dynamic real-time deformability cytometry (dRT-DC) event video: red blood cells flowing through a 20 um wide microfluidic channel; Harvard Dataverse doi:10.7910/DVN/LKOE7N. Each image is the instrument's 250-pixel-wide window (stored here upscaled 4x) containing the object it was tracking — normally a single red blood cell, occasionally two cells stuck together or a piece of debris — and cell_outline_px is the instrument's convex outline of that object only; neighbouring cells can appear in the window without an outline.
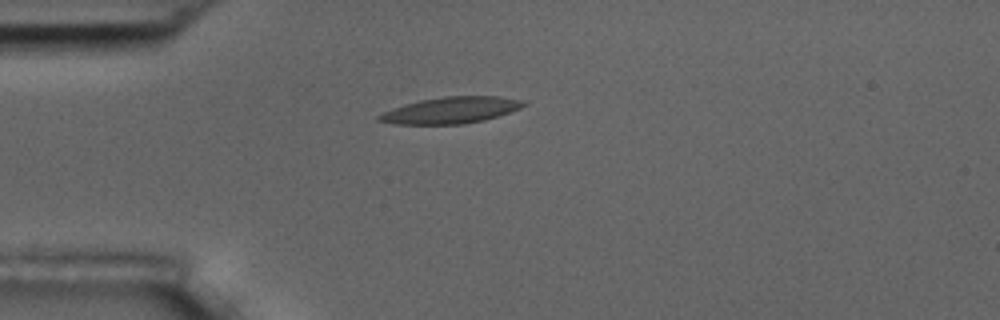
{"species": "common noctule bat (a hibernating species)", "species_latin": "Nyctalus noctula", "temperature_condition": "room temperature", "stored_images_in_passage": 1, "camera_frame_rate_fps": 3000, "um_per_image_px": 0.085, "animal": {"sex": "male", "body_mass_g": 17.5, "forearm_length_mm": 52.3}, "frame": {"image": 1, "passage_image": 1, "time_ms": 0.0, "image_size_px": [1000, 320], "cell_outline_px": [[528, 104], [520, 108], [484, 120], [460, 124], [396, 124], [376, 120], [376, 116], [384, 112], [404, 104], [420, 100], [444, 96], [500, 96], [528, 100]], "centroid_in_image_um": [38.36, 9.35], "position_along_channel_um": 46.6, "area_um2": 22.25}}